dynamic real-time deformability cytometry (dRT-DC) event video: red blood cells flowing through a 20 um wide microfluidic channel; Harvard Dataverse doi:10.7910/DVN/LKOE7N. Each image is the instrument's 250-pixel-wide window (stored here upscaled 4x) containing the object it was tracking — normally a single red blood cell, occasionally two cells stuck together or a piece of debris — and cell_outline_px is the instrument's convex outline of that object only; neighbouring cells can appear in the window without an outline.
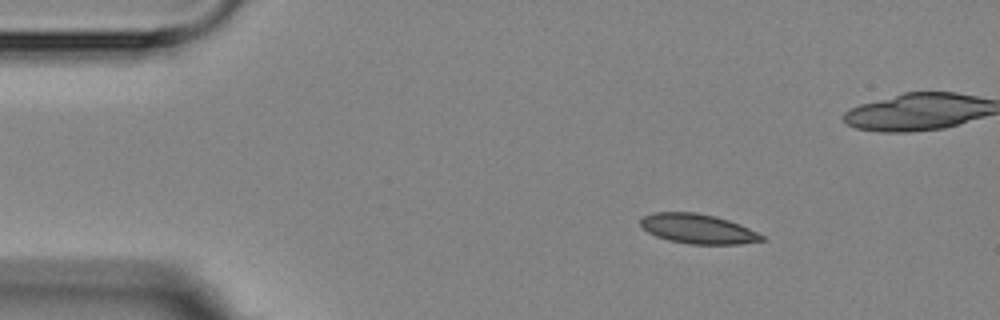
{"species": "Egyptian fruit bat (a non-hibernating species)", "species_latin": "Rousettus aegyptiacus", "temperature_condition": "room temperature", "stored_images_in_passage": 5, "camera_frame_rate_fps": 3000, "um_per_image_px": 0.085, "animal": {"sex": "female"}, "frame": {"image": 1, "passage_image": 2, "time_ms": 1.333, "image_size_px": [1000, 320], "cell_outline_px": [[764, 240], [740, 244], [688, 244], [668, 240], [656, 236], [648, 232], [640, 224], [640, 220], [644, 216], [656, 212], [696, 212], [716, 216], [740, 224], [764, 236]], "centroid_in_image_um": [59.31, 19.45], "position_along_channel_um": 25.7, "area_um2": 20.87}}